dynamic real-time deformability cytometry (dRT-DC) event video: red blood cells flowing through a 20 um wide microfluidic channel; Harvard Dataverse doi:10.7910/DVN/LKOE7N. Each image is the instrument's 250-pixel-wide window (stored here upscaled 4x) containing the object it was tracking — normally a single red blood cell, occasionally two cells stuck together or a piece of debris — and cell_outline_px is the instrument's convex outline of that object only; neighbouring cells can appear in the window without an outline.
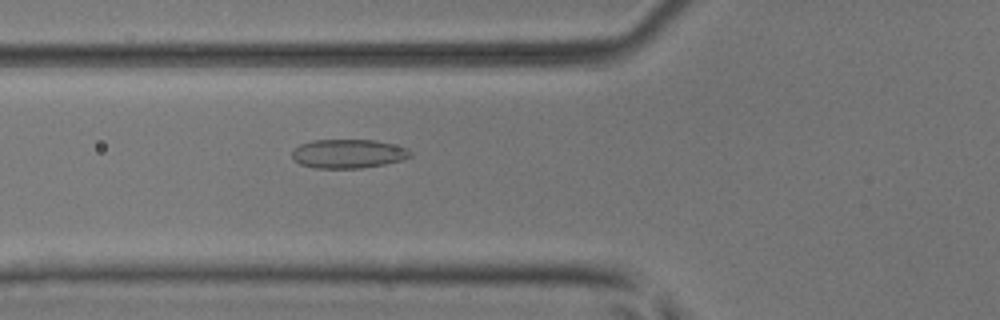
{"species": "common noctule bat (a hibernating species)", "species_latin": "Nyctalus noctula", "temperature_condition": "room temperature", "stored_images_in_passage": 5, "camera_frame_rate_fps": 3000, "um_per_image_px": 0.085, "animal": {"sex": "male", "body_mass_g": 17.9, "forearm_length_mm": 54.2}, "frame": {"image": 1, "passage_image": 5, "time_ms": 1.333, "image_size_px": [1000, 320], "cell_outline_px": [[412, 156], [404, 160], [384, 164], [360, 168], [316, 168], [300, 164], [292, 156], [292, 148], [300, 144], [312, 140], [376, 140], [408, 148], [412, 152]], "centroid_in_image_um": [29.61, 13.06], "position_along_channel_um": 96.2, "area_um2": 20.06}}